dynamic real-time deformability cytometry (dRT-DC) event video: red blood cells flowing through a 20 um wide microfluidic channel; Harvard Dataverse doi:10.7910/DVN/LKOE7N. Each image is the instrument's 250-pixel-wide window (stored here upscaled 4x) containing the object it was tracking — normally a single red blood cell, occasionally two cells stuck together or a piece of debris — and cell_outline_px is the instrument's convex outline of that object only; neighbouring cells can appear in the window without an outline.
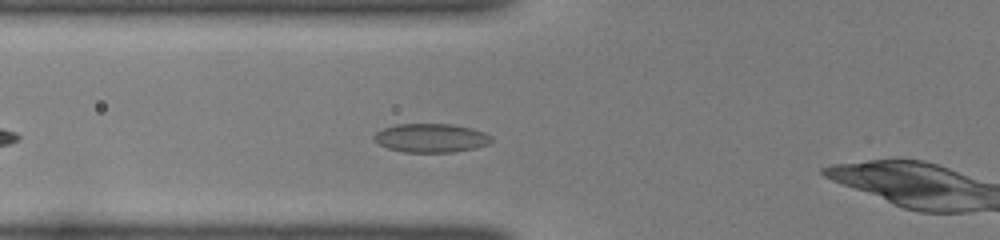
{"species": "common noctule bat (a hibernating species)", "species_latin": "Nyctalus noctula", "temperature_condition": "room temperature", "stored_images_in_passage": 35, "camera_frame_rate_fps": 3000, "um_per_image_px": 0.085, "animal": {"sex": "female", "body_mass_g": 22.0, "forearm_length_mm": 56.7}, "frame": {"image": 1, "passage_image": 7, "time_ms": 2.0, "image_size_px": [1000, 240], "cell_outline_px": [[492, 140], [488, 144], [476, 148], [452, 152], [404, 152], [388, 148], [380, 144], [372, 136], [376, 132], [384, 128], [396, 124], [452, 124], [472, 128], [484, 132], [492, 136]], "centroid_in_image_um": [36.66, 11.72], "position_along_channel_um": 89.1, "area_um2": 19.65}}
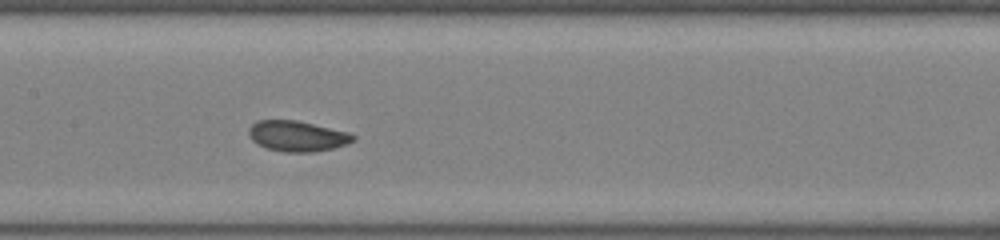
{"frame": {"image": 2, "passage_image": 14, "time_ms": 4.333, "image_size_px": [1000, 240], "cell_outline_px": [[356, 140], [332, 148], [312, 152], [284, 152], [268, 148], [256, 144], [252, 140], [248, 132], [248, 128], [256, 120], [296, 120], [348, 132], [356, 136]], "centroid_in_image_um": [25.23, 11.56], "position_along_channel_um": 182.2, "area_um2": 18.5}}
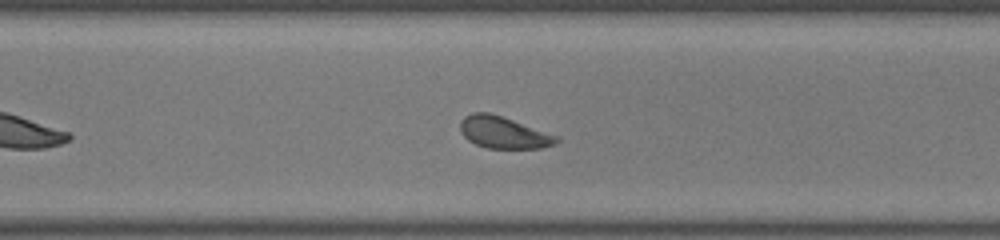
{"frame": {"image": 3, "passage_image": 25, "time_ms": 8.0, "image_size_px": [1000, 240], "cell_outline_px": [[560, 140], [556, 144], [540, 148], [488, 148], [476, 144], [468, 140], [460, 132], [460, 120], [464, 116], [472, 112], [488, 112], [560, 136]], "centroid_in_image_um": [42.8, 11.26], "position_along_channel_um": 327.8, "area_um2": 17.86}, "authors_computed_cell_mechanics": {"area_um2": 18.3804, "velocity_mm_per_s": 3.9754, "shape_relaxation_time_tau1_ms": 7.653, "shape_relaxation_time_tau2_ms": 2.293, "deformation_change_tau1": 0.1925, "deformation_change_tau2": 0.076}}